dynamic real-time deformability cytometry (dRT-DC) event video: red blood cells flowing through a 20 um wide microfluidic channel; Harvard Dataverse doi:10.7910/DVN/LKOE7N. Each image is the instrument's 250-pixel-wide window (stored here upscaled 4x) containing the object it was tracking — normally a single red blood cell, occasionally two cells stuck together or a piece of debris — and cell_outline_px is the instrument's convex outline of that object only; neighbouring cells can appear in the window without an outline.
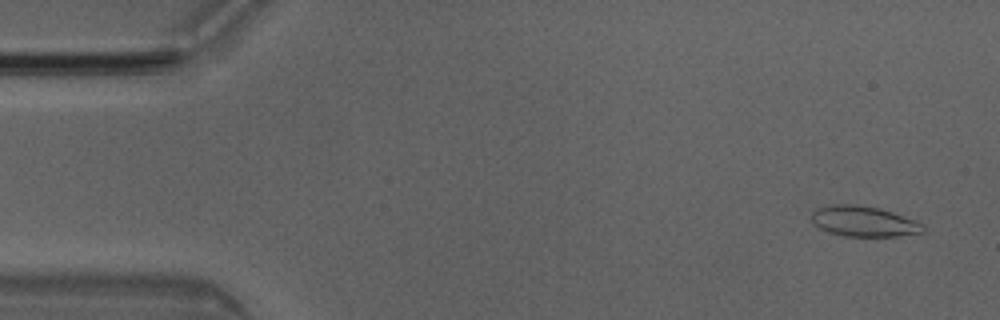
{"species": "Egyptian fruit bat (a non-hibernating species)", "species_latin": "Rousettus aegyptiacus", "temperature_condition": "room temperature", "stored_images_in_passage": 4, "camera_frame_rate_fps": 3000, "um_per_image_px": 0.085, "animal": {"sex": "male"}, "frame": {"image": 1, "passage_image": 1, "time_ms": 0.0, "image_size_px": [1000, 320], "cell_outline_px": [[924, 232], [896, 236], [844, 236], [828, 232], [812, 224], [812, 212], [816, 208], [832, 204], [856, 204], [880, 208], [916, 220], [924, 224]], "centroid_in_image_um": [73.4, 18.81], "position_along_channel_um": 11.6, "area_um2": 19.94}}